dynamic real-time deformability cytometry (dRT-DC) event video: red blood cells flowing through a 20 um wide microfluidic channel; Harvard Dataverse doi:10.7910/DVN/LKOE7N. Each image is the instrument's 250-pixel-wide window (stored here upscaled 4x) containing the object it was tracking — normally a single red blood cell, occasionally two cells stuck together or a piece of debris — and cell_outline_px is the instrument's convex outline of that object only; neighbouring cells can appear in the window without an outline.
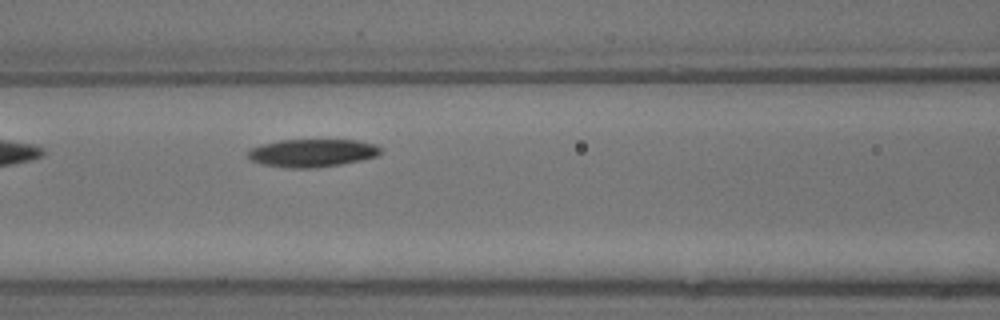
{"species": "common noctule bat (a hibernating species)", "species_latin": "Nyctalus noctula", "temperature_condition": "warm", "stored_images_in_passage": 7, "camera_frame_rate_fps": 3000, "um_per_image_px": 0.085, "animal": {"sex": "male", "body_mass_g": 13.3}, "frame": {"image": 1, "passage_image": 7, "time_ms": 2.0, "image_size_px": [1000, 320], "cell_outline_px": [[380, 152], [376, 156], [360, 160], [340, 164], [316, 168], [288, 168], [260, 164], [252, 160], [248, 156], [248, 148], [280, 140], [356, 140], [376, 144], [380, 148]], "centroid_in_image_um": [26.51, 13.0], "position_along_channel_um": 140.1, "area_um2": 21.5}}